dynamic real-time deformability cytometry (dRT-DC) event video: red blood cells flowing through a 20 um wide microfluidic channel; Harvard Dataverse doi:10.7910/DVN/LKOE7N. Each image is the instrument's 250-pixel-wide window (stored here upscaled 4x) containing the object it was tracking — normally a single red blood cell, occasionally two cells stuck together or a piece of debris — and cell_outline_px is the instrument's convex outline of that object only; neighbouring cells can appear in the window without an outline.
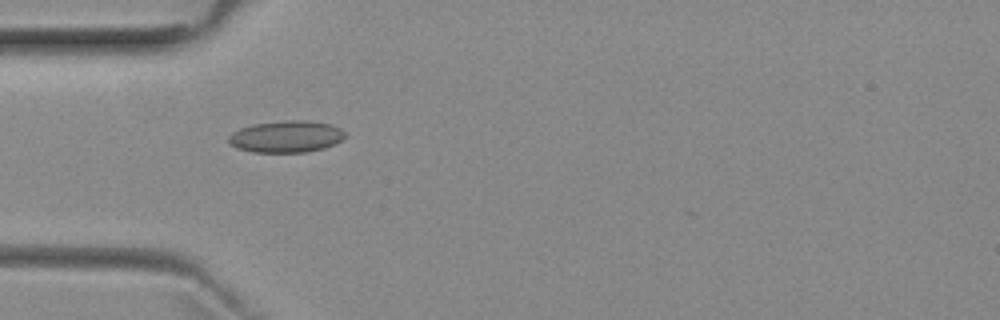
{"species": "common noctule bat (a hibernating species)", "species_latin": "Nyctalus noctula", "temperature_condition": "room temperature", "stored_images_in_passage": 1, "camera_frame_rate_fps": 3000, "um_per_image_px": 0.085, "animal": {"sex": "female", "body_mass_g": 29.2, "forearm_length_mm": 56.3}, "frame": {"image": 1, "passage_image": 1, "time_ms": 0.0, "image_size_px": [1000, 320], "cell_outline_px": [[344, 136], [340, 140], [324, 148], [304, 152], [252, 152], [236, 148], [228, 140], [228, 136], [232, 132], [240, 128], [252, 124], [288, 120], [308, 120], [332, 124], [340, 128], [344, 132]], "centroid_in_image_um": [24.3, 11.6], "position_along_channel_um": 60.7, "area_um2": 21.5}}